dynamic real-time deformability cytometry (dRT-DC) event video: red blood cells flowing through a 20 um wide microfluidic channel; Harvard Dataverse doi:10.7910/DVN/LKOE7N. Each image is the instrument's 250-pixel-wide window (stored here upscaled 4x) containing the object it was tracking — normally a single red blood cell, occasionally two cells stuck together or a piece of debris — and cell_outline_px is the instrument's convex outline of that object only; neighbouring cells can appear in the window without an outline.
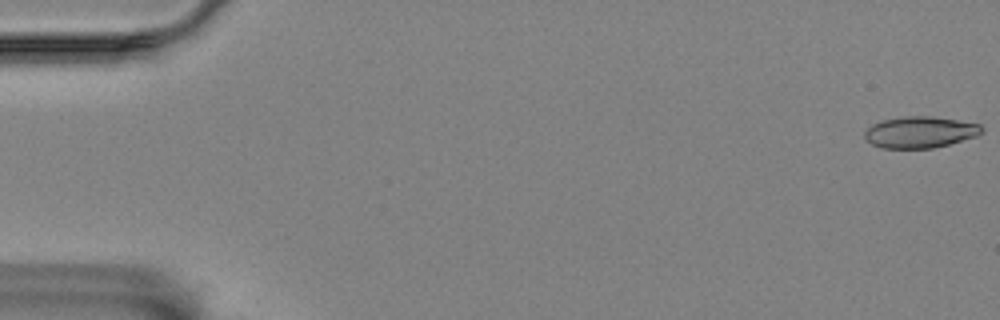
{"species": "Egyptian fruit bat (a non-hibernating species)", "species_latin": "Rousettus aegyptiacus", "temperature_condition": "room temperature", "stored_images_in_passage": 52, "camera_frame_rate_fps": 3000, "um_per_image_px": 0.085, "animal": {"sex": "female"}, "frame": {"image": 1, "passage_image": 1, "time_ms": 0.0, "image_size_px": [1000, 320], "cell_outline_px": [[984, 132], [976, 136], [948, 144], [932, 148], [880, 148], [872, 144], [864, 136], [864, 132], [872, 124], [884, 120], [908, 116], [932, 116], [980, 124], [984, 128]], "centroid_in_image_um": [78.22, 11.23], "position_along_channel_um": 6.8, "area_um2": 21.27}}
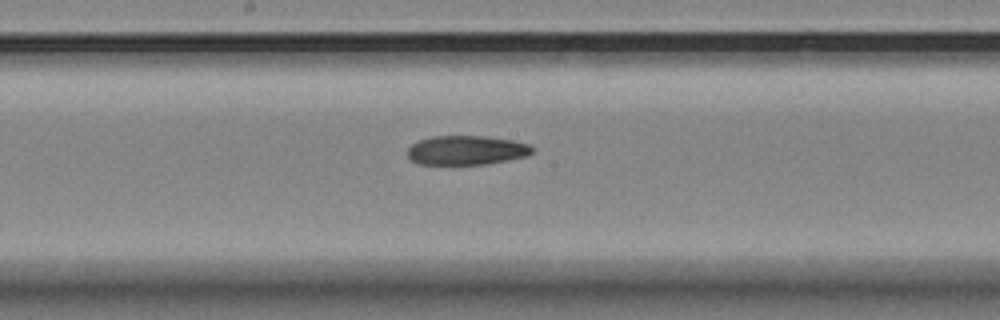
{"frame": {"image": 2, "passage_image": 31, "time_ms": 10.0, "image_size_px": [1000, 320], "cell_outline_px": [[532, 152], [528, 156], [488, 164], [416, 164], [408, 156], [408, 148], [412, 144], [420, 140], [432, 136], [484, 136], [512, 140], [528, 144], [532, 148]], "centroid_in_image_um": [39.64, 12.77], "position_along_channel_um": 208.6, "area_um2": 21.21}}
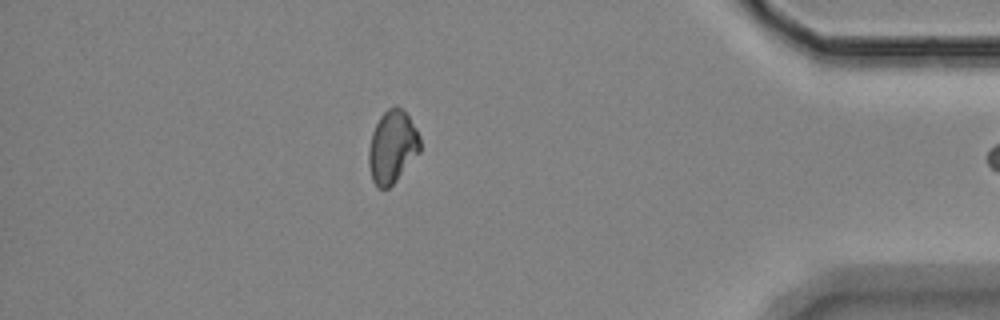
{"frame": {"image": 3, "passage_image": 51, "time_ms": 16.667, "image_size_px": [1000, 320], "cell_outline_px": [[420, 152], [396, 180], [388, 188], [376, 188], [372, 180], [368, 164], [368, 148], [372, 132], [380, 116], [388, 108], [396, 104], [408, 116], [416, 128], [420, 136]], "centroid_in_image_um": [33.33, 12.48], "position_along_channel_um": 401.9, "area_um2": 21.79}}